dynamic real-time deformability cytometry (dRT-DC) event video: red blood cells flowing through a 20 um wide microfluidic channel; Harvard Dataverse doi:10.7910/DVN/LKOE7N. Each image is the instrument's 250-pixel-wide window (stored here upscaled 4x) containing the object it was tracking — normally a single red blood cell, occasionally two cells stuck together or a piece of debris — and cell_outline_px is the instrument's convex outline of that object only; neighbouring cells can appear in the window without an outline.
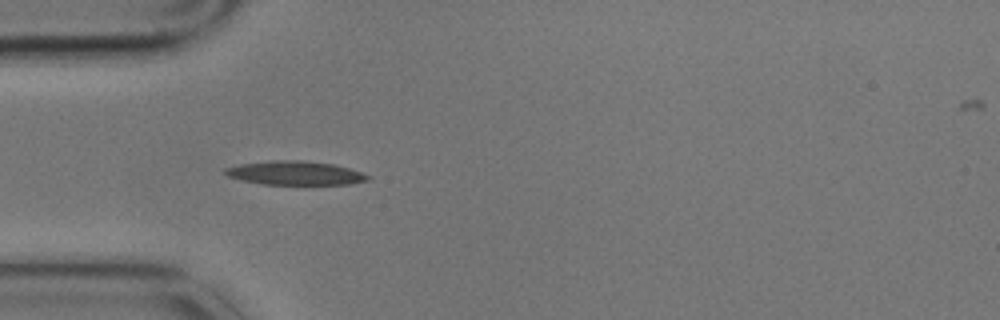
{"species": "common noctule bat (a hibernating species)", "species_latin": "Nyctalus noctula", "temperature_condition": "cold", "stored_images_in_passage": 6, "camera_frame_rate_fps": 3000, "um_per_image_px": 0.085, "animal": {"sex": "male", "body_mass_g": 17.9}, "frame": {"image": 1, "passage_image": 4, "time_ms": 1.0, "image_size_px": [1000, 320], "cell_outline_px": [[372, 176], [368, 180], [348, 184], [260, 184], [228, 176], [224, 172], [224, 168], [240, 164], [268, 160], [300, 160], [332, 164], [348, 168]], "centroid_in_image_um": [25.06, 14.7], "position_along_channel_um": 59.9, "area_um2": 19.65}}
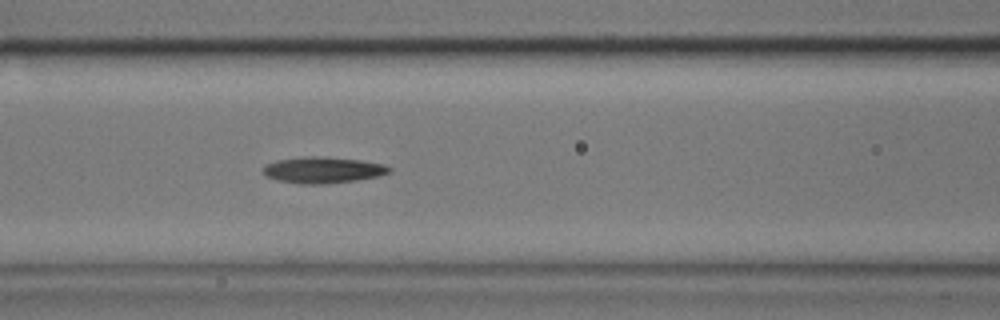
{"frame": {"image": 2, "passage_image": 6, "time_ms": 1.667, "image_size_px": [1000, 320], "cell_outline_px": [[392, 172], [376, 176], [356, 180], [324, 184], [300, 184], [276, 180], [260, 172], [264, 164], [276, 160], [304, 156], [324, 156], [360, 160], [384, 164], [392, 168]], "centroid_in_image_um": [27.4, 14.44], "position_along_channel_um": 139.2, "area_um2": 19.54}}